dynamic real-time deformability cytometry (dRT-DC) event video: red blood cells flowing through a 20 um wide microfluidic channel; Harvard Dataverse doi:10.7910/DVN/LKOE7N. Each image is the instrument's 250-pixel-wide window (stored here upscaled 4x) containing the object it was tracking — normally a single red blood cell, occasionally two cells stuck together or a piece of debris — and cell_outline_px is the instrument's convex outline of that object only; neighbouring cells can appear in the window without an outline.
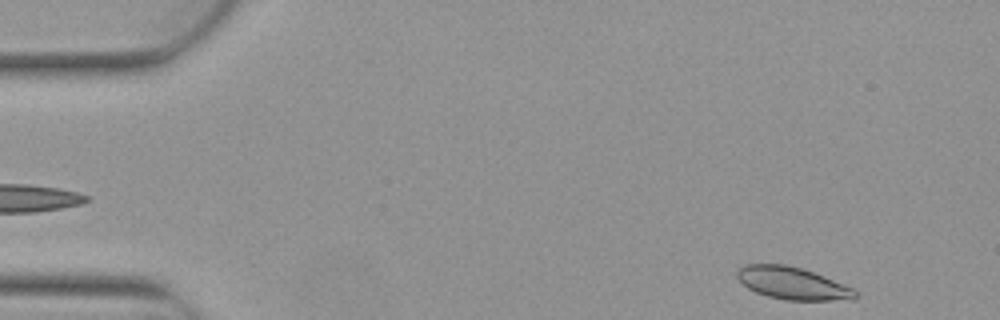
{"species": "Egyptian fruit bat (a non-hibernating species)", "species_latin": "Rousettus aegyptiacus", "temperature_condition": "warm", "stored_images_in_passage": 4, "segment_of_instrument_passage": [2, 2], "camera_frame_rate_fps": 3000, "um_per_image_px": 0.085, "animal": {"sex": "female"}, "frame": {"image": 1, "passage_image": 4, "time_ms": 1.0, "image_size_px": [1000, 320], "cell_outline_px": [[860, 296], [852, 300], [784, 300], [768, 296], [756, 292], [748, 288], [736, 276], [736, 272], [740, 268], [748, 264], [784, 264], [800, 268], [824, 276], [856, 288], [860, 292]], "centroid_in_image_um": [67.46, 24.09], "position_along_channel_um": 17.5, "area_um2": 22.43}}